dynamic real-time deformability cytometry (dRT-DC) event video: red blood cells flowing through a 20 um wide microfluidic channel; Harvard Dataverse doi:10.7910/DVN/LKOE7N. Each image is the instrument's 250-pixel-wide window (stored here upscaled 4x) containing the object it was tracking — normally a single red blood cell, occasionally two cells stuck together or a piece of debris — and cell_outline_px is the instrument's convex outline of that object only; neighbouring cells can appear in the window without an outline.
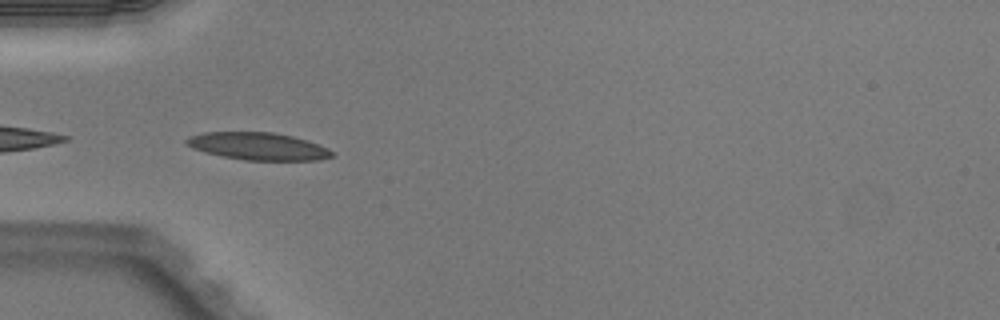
{"species": "Egyptian fruit bat (a non-hibernating species)", "species_latin": "Rousettus aegyptiacus", "temperature_condition": "warm", "stored_images_in_passage": 35, "camera_frame_rate_fps": 3000, "um_per_image_px": 0.085, "animal": {"sex": "male"}, "frame": {"image": 1, "passage_image": 1, "time_ms": 0.0, "image_size_px": [1000, 320], "cell_outline_px": [[336, 156], [320, 160], [244, 160], [204, 152], [192, 148], [184, 144], [184, 140], [192, 136], [204, 132], [272, 132], [292, 136], [308, 140], [328, 148]], "centroid_in_image_um": [21.95, 12.43], "position_along_channel_um": 63.0, "area_um2": 23.29}}
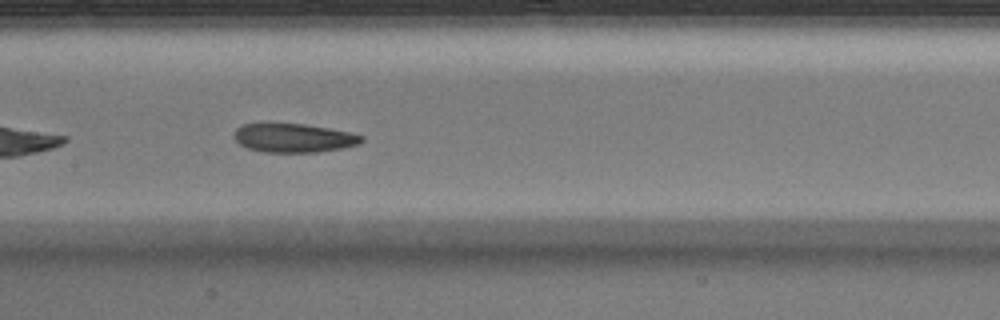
{"frame": {"image": 2, "passage_image": 10, "time_ms": 3.0, "image_size_px": [1000, 320], "cell_outline_px": [[364, 140], [360, 144], [344, 148], [316, 152], [264, 152], [248, 148], [240, 144], [232, 136], [236, 128], [244, 124], [304, 124], [352, 132], [364, 136]], "centroid_in_image_um": [25.0, 11.73], "position_along_channel_um": 182.4, "area_um2": 21.44}}
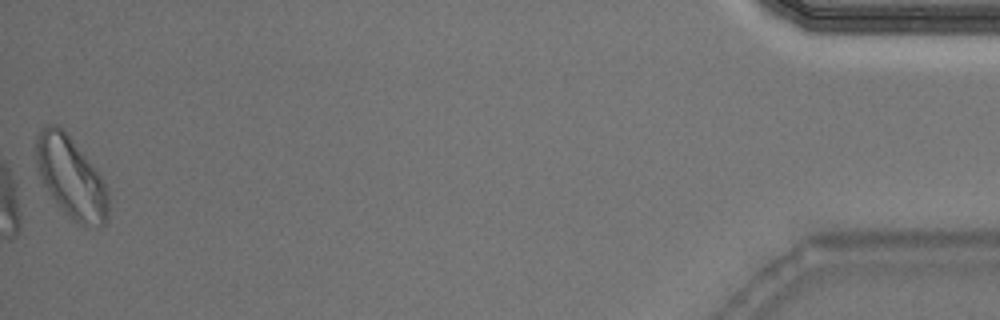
{"frame": {"image": 3, "passage_image": 35, "time_ms": 11.333, "image_size_px": [1000, 320], "cell_outline_px": [[108, 216], [104, 224], [100, 228], [84, 228], [72, 220], [56, 204], [44, 184], [36, 168], [36, 136], [48, 124], [56, 124], [72, 140], [92, 164], [100, 176], [108, 192]], "centroid_in_image_um": [6.04, 15.16], "position_along_channel_um": 429.2, "area_um2": 34.04}, "authors_computed_cell_mechanics": {"area_um2": 22.7154, "velocity_mm_per_s": 4.0424, "shape_relaxation_time_tau1_ms": 10.3026, "shape_relaxation_time_tau2_ms": null, "deformation_change_tau1": 0.1978, "deformation_change_tau2": null}}